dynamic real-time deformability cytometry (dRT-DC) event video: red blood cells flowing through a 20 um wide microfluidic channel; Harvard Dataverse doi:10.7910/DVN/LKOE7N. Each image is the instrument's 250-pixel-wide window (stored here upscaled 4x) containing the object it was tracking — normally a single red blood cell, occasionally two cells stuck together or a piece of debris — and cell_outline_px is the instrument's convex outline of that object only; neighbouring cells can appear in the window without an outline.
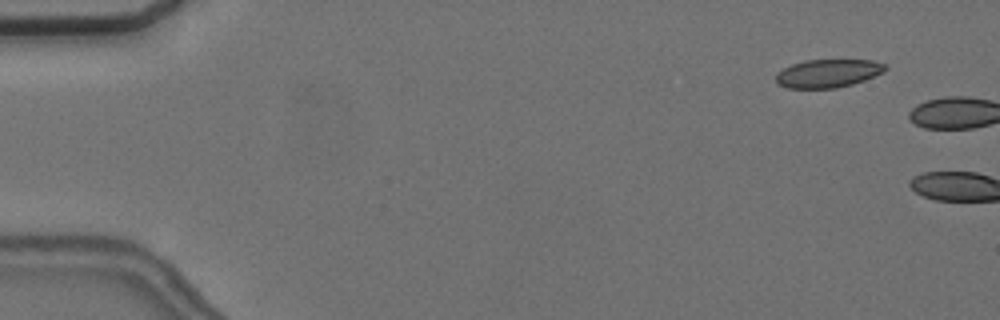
{"species": "common noctule bat (a hibernating species)", "species_latin": "Nyctalus noctula", "temperature_condition": "cold", "stored_images_in_passage": 3, "camera_frame_rate_fps": 3000, "um_per_image_px": 0.085, "animal": {"sex": "female", "body_mass_g": 24.6, "forearm_length_mm": 56.2}, "frame": {"image": 1, "passage_image": 1, "time_ms": 0.0, "image_size_px": [1000, 320], "cell_outline_px": [[888, 68], [884, 72], [864, 80], [852, 84], [836, 88], [788, 88], [776, 84], [776, 76], [784, 68], [792, 64], [804, 60], [872, 60], [888, 64]], "centroid_in_image_um": [70.41, 6.23], "position_along_channel_um": 14.6, "area_um2": 18.03}}